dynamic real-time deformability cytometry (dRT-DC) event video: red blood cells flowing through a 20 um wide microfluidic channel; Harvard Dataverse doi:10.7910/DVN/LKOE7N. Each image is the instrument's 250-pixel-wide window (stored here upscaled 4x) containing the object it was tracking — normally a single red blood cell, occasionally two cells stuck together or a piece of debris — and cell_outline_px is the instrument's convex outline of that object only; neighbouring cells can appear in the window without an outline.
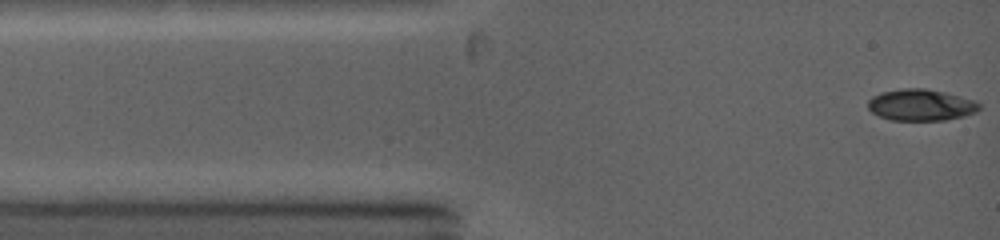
{"species": "common noctule bat (a hibernating species)", "species_latin": "Nyctalus noctula", "temperature_condition": "warm", "stored_images_in_passage": 5, "camera_frame_rate_fps": 5000, "um_per_image_px": 0.085, "animal": {"sex": "female", "body_mass_g": 19.0, "forearm_length_mm": 53.3}, "frame": {"image": 1, "passage_image": 1, "time_ms": 0.0, "image_size_px": [1000, 240], "cell_outline_px": [[980, 108], [976, 112], [964, 116], [944, 120], [892, 120], [880, 116], [872, 112], [868, 108], [868, 100], [872, 96], [880, 92], [904, 88], [924, 88], [944, 92], [976, 100], [980, 104]], "centroid_in_image_um": [78.28, 8.91], "position_along_channel_um": 6.7, "area_um2": 20.46}}
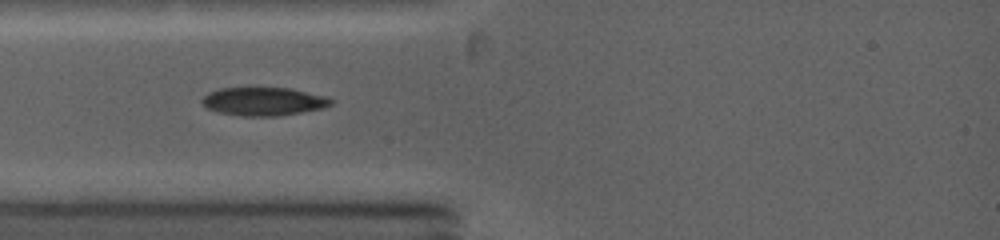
{"frame": {"image": 2, "passage_image": 4, "time_ms": 2.6, "image_size_px": [1000, 240], "cell_outline_px": [[332, 104], [324, 108], [280, 116], [240, 116], [220, 112], [208, 108], [200, 100], [208, 92], [220, 88], [256, 84], [292, 88], [328, 96], [332, 100]], "centroid_in_image_um": [22.41, 8.56], "position_along_channel_um": 62.6, "area_um2": 22.43}}